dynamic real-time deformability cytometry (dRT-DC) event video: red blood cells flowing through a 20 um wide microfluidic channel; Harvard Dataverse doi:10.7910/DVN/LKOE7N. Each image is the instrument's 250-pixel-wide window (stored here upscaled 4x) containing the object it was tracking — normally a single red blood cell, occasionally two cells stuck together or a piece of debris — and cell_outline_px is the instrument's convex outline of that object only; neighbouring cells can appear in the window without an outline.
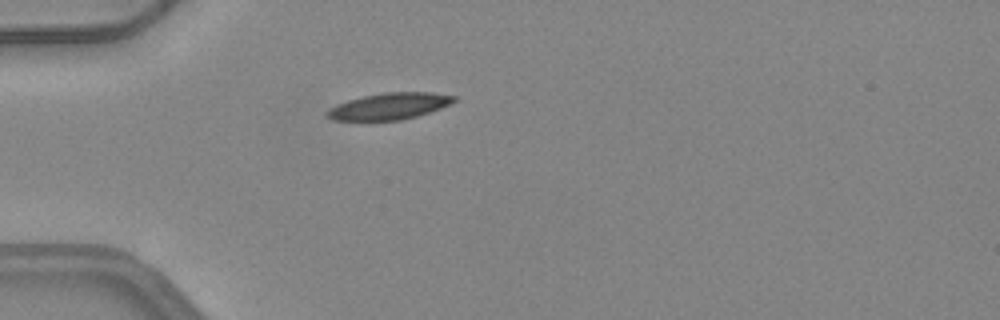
{"species": "common noctule bat (a hibernating species)", "species_latin": "Nyctalus noctula", "temperature_condition": "warm", "stored_images_in_passage": 37, "camera_frame_rate_fps": 3000, "um_per_image_px": 0.085, "animal": {"sex": "female", "body_mass_g": 24.6, "forearm_length_mm": 56.2}, "frame": {"image": 1, "passage_image": 3, "time_ms": 0.667, "image_size_px": [1000, 320], "cell_outline_px": [[456, 100], [440, 108], [416, 116], [400, 120], [332, 120], [324, 116], [324, 112], [328, 108], [336, 104], [348, 100], [364, 96], [384, 92], [432, 92], [456, 96]], "centroid_in_image_um": [33.02, 9.02], "position_along_channel_um": 52.0, "area_um2": 19.59}}
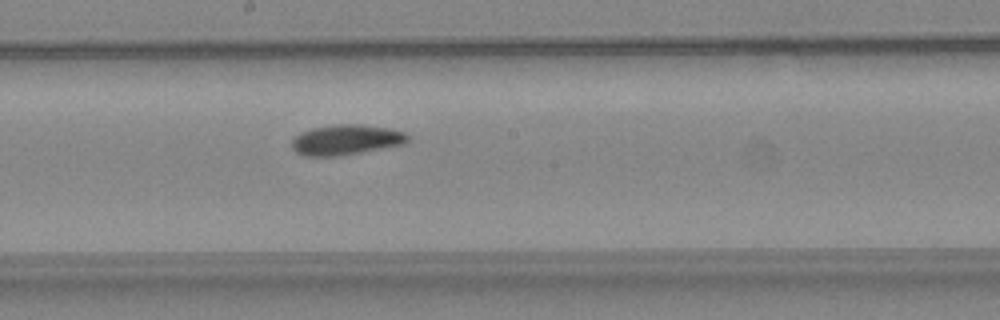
{"frame": {"image": 2, "passage_image": 16, "time_ms": 5.0, "image_size_px": [1000, 320], "cell_outline_px": [[408, 140], [404, 144], [360, 152], [336, 156], [304, 156], [296, 152], [292, 148], [292, 140], [300, 132], [312, 128], [336, 124], [360, 124], [388, 128], [404, 132], [408, 136]], "centroid_in_image_um": [29.38, 11.88], "position_along_channel_um": 218.8, "area_um2": 20.29}}
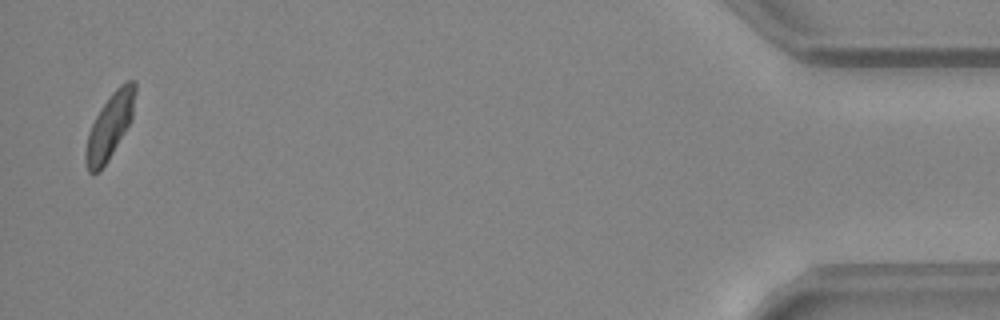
{"frame": {"image": 3, "passage_image": 37, "time_ms": 12.0, "image_size_px": [1000, 320], "cell_outline_px": [[136, 92], [132, 120], [108, 160], [100, 172], [92, 176], [88, 172], [84, 160], [84, 152], [88, 132], [100, 108], [112, 92], [124, 80], [136, 80]], "centroid_in_image_um": [9.32, 10.73], "position_along_channel_um": 425.9, "area_um2": 19.25}, "authors_computed_cell_mechanics": {"area_um2": 19.7676, "velocity_mm_per_s": 4.1691, "shape_relaxation_time_tau1_ms": 5.5822, "shape_relaxation_time_tau2_ms": 9.0956, "deformation_change_tau1": 0.1461, "deformation_change_tau2": 0.1662}}